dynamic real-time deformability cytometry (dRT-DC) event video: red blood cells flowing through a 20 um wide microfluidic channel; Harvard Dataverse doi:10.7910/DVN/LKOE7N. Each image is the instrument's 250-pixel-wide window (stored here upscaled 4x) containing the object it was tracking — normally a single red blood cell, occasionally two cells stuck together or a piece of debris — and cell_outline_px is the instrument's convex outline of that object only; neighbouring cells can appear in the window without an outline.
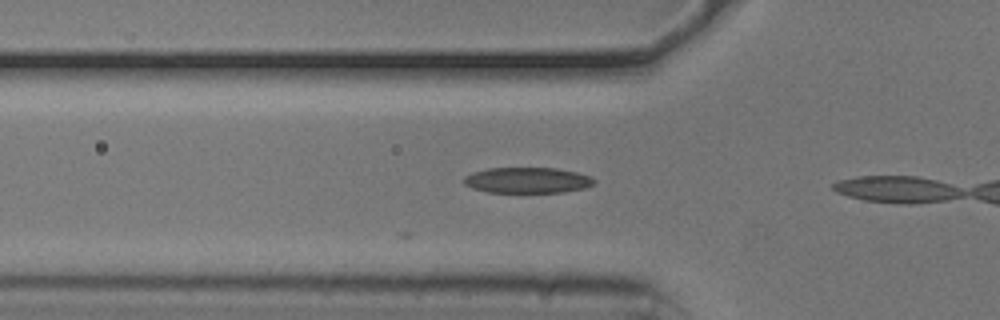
{"species": "common noctule bat (a hibernating species)", "species_latin": "Nyctalus noctula", "temperature_condition": "cold", "stored_images_in_passage": 5, "camera_frame_rate_fps": 3000, "um_per_image_px": 0.085, "animal": {"sex": "male", "body_mass_g": 20.5, "forearm_length_mm": 52.5}, "frame": {"image": 1, "passage_image": 5, "time_ms": 1.333, "image_size_px": [1000, 320], "cell_outline_px": [[596, 180], [592, 184], [584, 188], [564, 192], [488, 192], [472, 188], [464, 184], [464, 176], [472, 172], [488, 168], [556, 168], [576, 172], [592, 176]], "centroid_in_image_um": [44.82, 15.31], "position_along_channel_um": 81.0, "area_um2": 19.54}}